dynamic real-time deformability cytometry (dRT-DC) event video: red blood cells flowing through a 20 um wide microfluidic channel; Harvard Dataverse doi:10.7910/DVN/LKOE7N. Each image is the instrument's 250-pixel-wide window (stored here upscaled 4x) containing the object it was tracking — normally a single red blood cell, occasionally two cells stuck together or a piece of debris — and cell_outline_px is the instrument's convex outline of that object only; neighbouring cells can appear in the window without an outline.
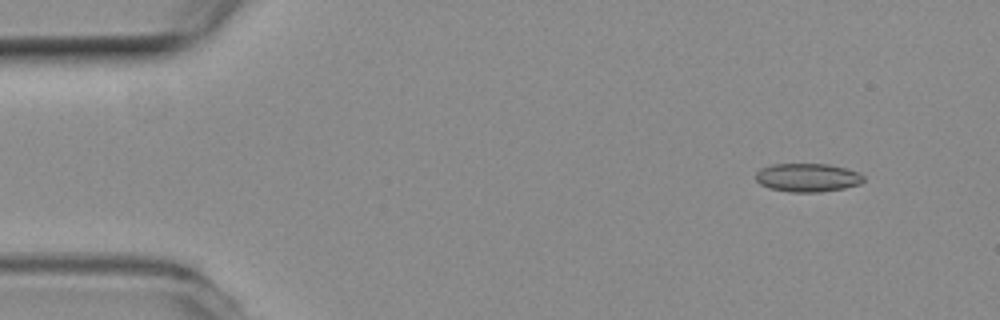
{"species": "common noctule bat (a hibernating species)", "species_latin": "Nyctalus noctula", "temperature_condition": "room temperature", "stored_images_in_passage": 5, "camera_frame_rate_fps": 3000, "um_per_image_px": 0.085, "animal": {"sex": "female", "body_mass_g": 19.3, "forearm_length_mm": 54.1}, "frame": {"image": 1, "passage_image": 2, "time_ms": 0.333, "image_size_px": [1000, 320], "cell_outline_px": [[864, 180], [860, 184], [844, 188], [820, 192], [788, 192], [768, 188], [760, 184], [756, 180], [756, 172], [760, 168], [772, 164], [828, 164], [844, 168], [856, 172], [864, 176]], "centroid_in_image_um": [68.6, 15.1], "position_along_channel_um": 16.4, "area_um2": 17.92}}
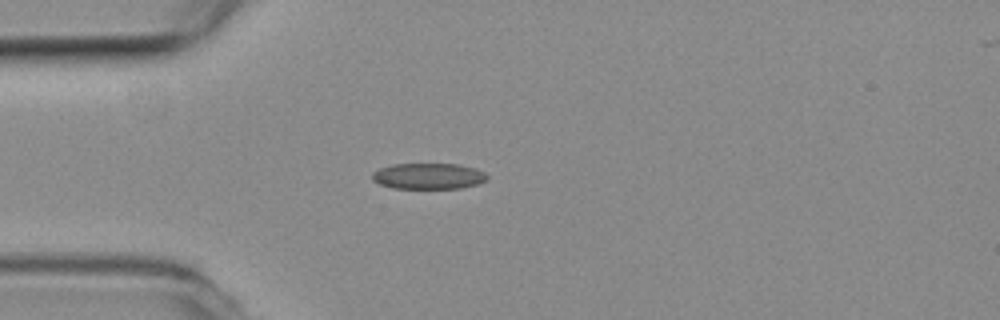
{"frame": {"image": 2, "passage_image": 5, "time_ms": 1.333, "image_size_px": [1000, 320], "cell_outline_px": [[488, 180], [476, 184], [460, 188], [392, 188], [380, 184], [372, 180], [372, 172], [380, 168], [392, 164], [456, 164], [476, 168], [484, 172], [488, 176]], "centroid_in_image_um": [36.41, 14.97], "position_along_channel_um": 48.6, "area_um2": 17.4}}